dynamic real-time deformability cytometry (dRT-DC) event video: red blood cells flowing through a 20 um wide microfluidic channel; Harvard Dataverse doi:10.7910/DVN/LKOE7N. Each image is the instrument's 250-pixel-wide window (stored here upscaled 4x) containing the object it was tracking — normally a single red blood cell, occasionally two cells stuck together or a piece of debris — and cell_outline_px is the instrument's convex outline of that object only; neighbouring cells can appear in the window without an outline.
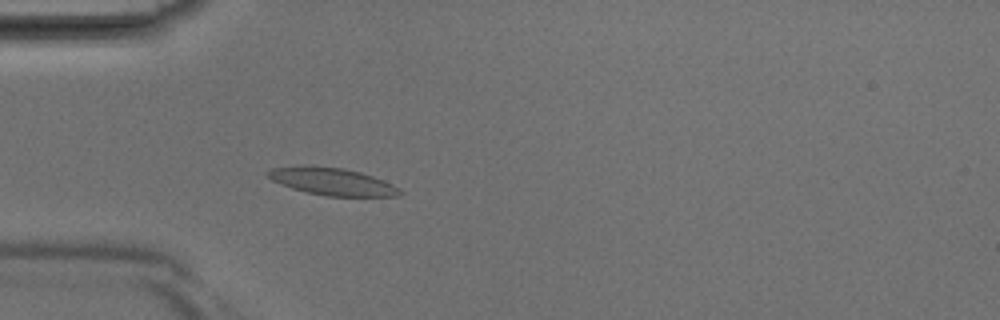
{"species": "Egyptian fruit bat (a non-hibernating species)", "species_latin": "Rousettus aegyptiacus", "temperature_condition": "room temperature", "stored_images_in_passage": 42, "camera_frame_rate_fps": 3000, "um_per_image_px": 0.085, "animal": {"sex": "male"}, "frame": {"image": 1, "passage_image": 13, "time_ms": 4.0, "image_size_px": [1000, 320], "cell_outline_px": [[404, 192], [396, 196], [324, 196], [292, 188], [272, 180], [264, 172], [272, 168], [344, 168], [360, 172], [372, 176], [392, 184], [400, 188]], "centroid_in_image_um": [28.32, 15.47], "position_along_channel_um": 56.7, "area_um2": 20.11}}
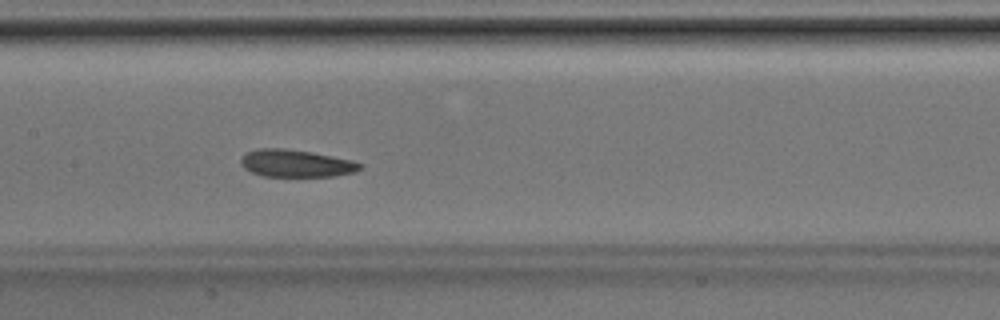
{"frame": {"image": 2, "passage_image": 21, "time_ms": 6.667, "image_size_px": [1000, 320], "cell_outline_px": [[364, 164], [356, 172], [332, 176], [264, 176], [252, 172], [244, 168], [240, 164], [240, 156], [244, 152], [256, 148], [284, 148], [312, 152], [352, 160]], "centroid_in_image_um": [25.12, 13.87], "position_along_channel_um": 182.3, "area_um2": 19.19}}
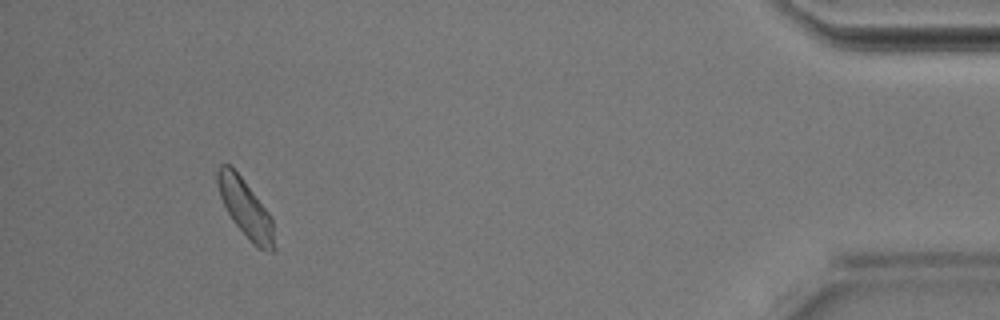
{"frame": {"image": 3, "passage_image": 39, "time_ms": 12.667, "image_size_px": [1000, 320], "cell_outline_px": [[276, 248], [272, 252], [260, 248], [232, 220], [220, 196], [216, 180], [216, 168], [220, 164], [228, 164], [240, 176], [272, 216]], "centroid_in_image_um": [20.87, 17.68], "position_along_channel_um": 414.3, "area_um2": 18.67}}